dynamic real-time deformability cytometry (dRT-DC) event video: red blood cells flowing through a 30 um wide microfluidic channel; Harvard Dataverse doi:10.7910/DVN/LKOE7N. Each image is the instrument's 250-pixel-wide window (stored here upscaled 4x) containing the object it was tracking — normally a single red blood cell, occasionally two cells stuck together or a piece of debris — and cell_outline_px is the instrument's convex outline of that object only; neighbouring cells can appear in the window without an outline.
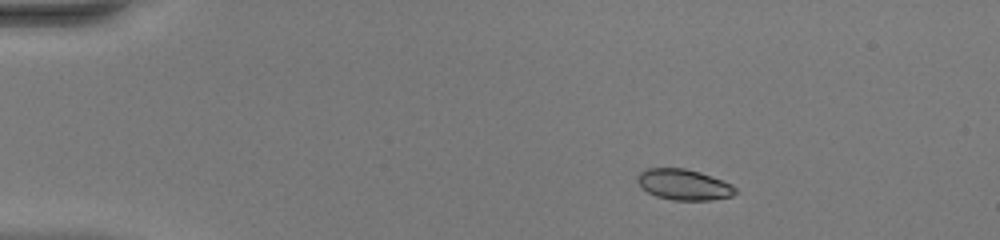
{"species": "common noctule bat (a hibernating species)", "species_latin": "Nyctalus noctula", "temperature_condition": "warm", "stored_images_in_passage": 43, "camera_frame_rate_fps": 3000, "um_per_image_px": 0.085, "animal": {"sex": "female", "body_mass_g": 20.0, "forearm_length_mm": 54.0}, "frame": {"image": 1, "passage_image": 1, "time_ms": 0.0, "image_size_px": [1000, 240], "cell_outline_px": [[736, 192], [732, 196], [712, 200], [672, 200], [656, 196], [648, 192], [636, 180], [636, 176], [640, 172], [648, 168], [684, 168], [700, 172], [732, 184], [736, 188]], "centroid_in_image_um": [58.13, 15.69], "position_along_channel_um": 26.9, "area_um2": 17.51}}
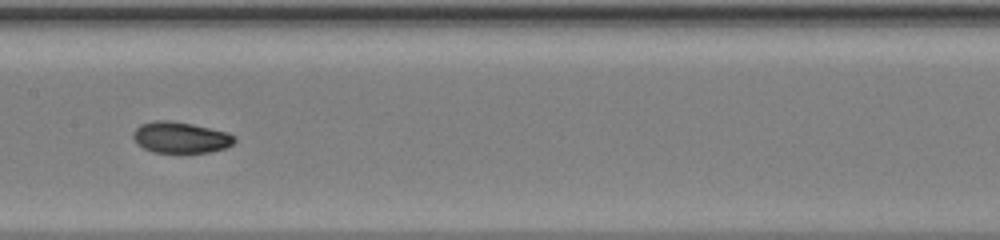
{"frame": {"image": 2, "passage_image": 19, "time_ms": 6.0, "image_size_px": [1000, 240], "cell_outline_px": [[236, 140], [232, 144], [224, 148], [208, 152], [152, 152], [136, 144], [132, 136], [132, 132], [140, 124], [152, 120], [168, 120], [192, 124], [228, 132], [236, 136]], "centroid_in_image_um": [15.32, 11.67], "position_along_channel_um": 192.1, "area_um2": 18.5}}
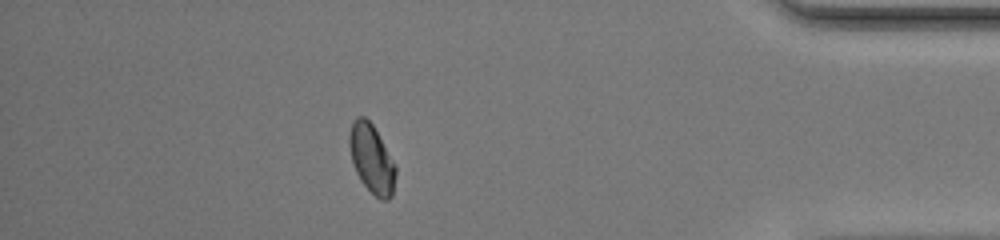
{"frame": {"image": 3, "passage_image": 37, "time_ms": 12.0, "image_size_px": [1000, 240], "cell_outline_px": [[396, 172], [392, 196], [388, 200], [380, 200], [360, 180], [356, 172], [352, 160], [348, 144], [348, 136], [352, 120], [356, 116], [364, 116], [372, 124], [396, 168]], "centroid_in_image_um": [31.56, 13.49], "position_along_channel_um": 403.6, "area_um2": 18.26}, "authors_computed_cell_mechanics": {"area_um2": 18.3226, "velocity_mm_per_s": 4.1527, "shape_relaxation_time_tau1_ms": 5.1605, "shape_relaxation_time_tau2_ms": 2.7643, "deformation_change_tau1": 0.1417, "deformation_change_tau2": 0.0454}}